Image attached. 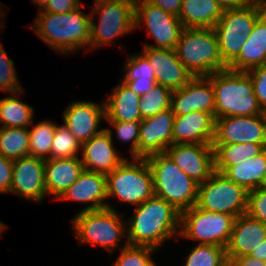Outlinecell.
I'll use <instances>...</instances> for the list:
<instances>
[{
	"instance_id": "cell-18",
	"label": "cell",
	"mask_w": 266,
	"mask_h": 266,
	"mask_svg": "<svg viewBox=\"0 0 266 266\" xmlns=\"http://www.w3.org/2000/svg\"><path fill=\"white\" fill-rule=\"evenodd\" d=\"M143 54L152 66L156 84L162 85L171 91L183 87L193 77L178 59L175 49L144 46Z\"/></svg>"
},
{
	"instance_id": "cell-34",
	"label": "cell",
	"mask_w": 266,
	"mask_h": 266,
	"mask_svg": "<svg viewBox=\"0 0 266 266\" xmlns=\"http://www.w3.org/2000/svg\"><path fill=\"white\" fill-rule=\"evenodd\" d=\"M184 266H228L226 248L218 245L196 244Z\"/></svg>"
},
{
	"instance_id": "cell-14",
	"label": "cell",
	"mask_w": 266,
	"mask_h": 266,
	"mask_svg": "<svg viewBox=\"0 0 266 266\" xmlns=\"http://www.w3.org/2000/svg\"><path fill=\"white\" fill-rule=\"evenodd\" d=\"M170 108L175 115L192 111L210 113L215 118V92L206 76L192 77L183 87L172 91Z\"/></svg>"
},
{
	"instance_id": "cell-33",
	"label": "cell",
	"mask_w": 266,
	"mask_h": 266,
	"mask_svg": "<svg viewBox=\"0 0 266 266\" xmlns=\"http://www.w3.org/2000/svg\"><path fill=\"white\" fill-rule=\"evenodd\" d=\"M214 31L222 60L229 66L238 57L252 30L214 29Z\"/></svg>"
},
{
	"instance_id": "cell-41",
	"label": "cell",
	"mask_w": 266,
	"mask_h": 266,
	"mask_svg": "<svg viewBox=\"0 0 266 266\" xmlns=\"http://www.w3.org/2000/svg\"><path fill=\"white\" fill-rule=\"evenodd\" d=\"M246 213L266 224V188L259 187L248 192Z\"/></svg>"
},
{
	"instance_id": "cell-42",
	"label": "cell",
	"mask_w": 266,
	"mask_h": 266,
	"mask_svg": "<svg viewBox=\"0 0 266 266\" xmlns=\"http://www.w3.org/2000/svg\"><path fill=\"white\" fill-rule=\"evenodd\" d=\"M247 73L250 75L254 93L262 110L266 111V64L253 68Z\"/></svg>"
},
{
	"instance_id": "cell-9",
	"label": "cell",
	"mask_w": 266,
	"mask_h": 266,
	"mask_svg": "<svg viewBox=\"0 0 266 266\" xmlns=\"http://www.w3.org/2000/svg\"><path fill=\"white\" fill-rule=\"evenodd\" d=\"M248 191L224 174L214 172L198 185L196 207L237 218L247 211Z\"/></svg>"
},
{
	"instance_id": "cell-8",
	"label": "cell",
	"mask_w": 266,
	"mask_h": 266,
	"mask_svg": "<svg viewBox=\"0 0 266 266\" xmlns=\"http://www.w3.org/2000/svg\"><path fill=\"white\" fill-rule=\"evenodd\" d=\"M90 48L96 49L101 45H110L116 37L132 33L135 29V6L123 1L95 0L92 9ZM100 16L98 25L93 20V15Z\"/></svg>"
},
{
	"instance_id": "cell-35",
	"label": "cell",
	"mask_w": 266,
	"mask_h": 266,
	"mask_svg": "<svg viewBox=\"0 0 266 266\" xmlns=\"http://www.w3.org/2000/svg\"><path fill=\"white\" fill-rule=\"evenodd\" d=\"M79 149H81V144L68 128L64 124L61 126L56 124L50 159L78 157Z\"/></svg>"
},
{
	"instance_id": "cell-44",
	"label": "cell",
	"mask_w": 266,
	"mask_h": 266,
	"mask_svg": "<svg viewBox=\"0 0 266 266\" xmlns=\"http://www.w3.org/2000/svg\"><path fill=\"white\" fill-rule=\"evenodd\" d=\"M81 0H48L43 12L65 13L78 8Z\"/></svg>"
},
{
	"instance_id": "cell-47",
	"label": "cell",
	"mask_w": 266,
	"mask_h": 266,
	"mask_svg": "<svg viewBox=\"0 0 266 266\" xmlns=\"http://www.w3.org/2000/svg\"><path fill=\"white\" fill-rule=\"evenodd\" d=\"M228 266H266V261L245 255L242 257L228 258Z\"/></svg>"
},
{
	"instance_id": "cell-51",
	"label": "cell",
	"mask_w": 266,
	"mask_h": 266,
	"mask_svg": "<svg viewBox=\"0 0 266 266\" xmlns=\"http://www.w3.org/2000/svg\"><path fill=\"white\" fill-rule=\"evenodd\" d=\"M114 1H123V2H126V3H129V4H132L135 6V4L137 2H139L140 0H114Z\"/></svg>"
},
{
	"instance_id": "cell-1",
	"label": "cell",
	"mask_w": 266,
	"mask_h": 266,
	"mask_svg": "<svg viewBox=\"0 0 266 266\" xmlns=\"http://www.w3.org/2000/svg\"><path fill=\"white\" fill-rule=\"evenodd\" d=\"M180 220L181 213L163 198L153 195L136 206L133 216L126 222L129 225L125 242L158 249L175 233L180 235Z\"/></svg>"
},
{
	"instance_id": "cell-26",
	"label": "cell",
	"mask_w": 266,
	"mask_h": 266,
	"mask_svg": "<svg viewBox=\"0 0 266 266\" xmlns=\"http://www.w3.org/2000/svg\"><path fill=\"white\" fill-rule=\"evenodd\" d=\"M223 11L216 0H182L178 18L184 28H213Z\"/></svg>"
},
{
	"instance_id": "cell-50",
	"label": "cell",
	"mask_w": 266,
	"mask_h": 266,
	"mask_svg": "<svg viewBox=\"0 0 266 266\" xmlns=\"http://www.w3.org/2000/svg\"><path fill=\"white\" fill-rule=\"evenodd\" d=\"M31 1L33 2L32 4L38 5L40 9L39 11L43 10L48 2V0H31Z\"/></svg>"
},
{
	"instance_id": "cell-13",
	"label": "cell",
	"mask_w": 266,
	"mask_h": 266,
	"mask_svg": "<svg viewBox=\"0 0 266 266\" xmlns=\"http://www.w3.org/2000/svg\"><path fill=\"white\" fill-rule=\"evenodd\" d=\"M165 152L198 185L215 172L212 144H172Z\"/></svg>"
},
{
	"instance_id": "cell-23",
	"label": "cell",
	"mask_w": 266,
	"mask_h": 266,
	"mask_svg": "<svg viewBox=\"0 0 266 266\" xmlns=\"http://www.w3.org/2000/svg\"><path fill=\"white\" fill-rule=\"evenodd\" d=\"M84 167L79 157L45 160V187L48 195L59 199L78 179Z\"/></svg>"
},
{
	"instance_id": "cell-25",
	"label": "cell",
	"mask_w": 266,
	"mask_h": 266,
	"mask_svg": "<svg viewBox=\"0 0 266 266\" xmlns=\"http://www.w3.org/2000/svg\"><path fill=\"white\" fill-rule=\"evenodd\" d=\"M140 99L141 97L122 81L114 87L108 99L103 101L105 104V120L123 122L142 121L139 110Z\"/></svg>"
},
{
	"instance_id": "cell-45",
	"label": "cell",
	"mask_w": 266,
	"mask_h": 266,
	"mask_svg": "<svg viewBox=\"0 0 266 266\" xmlns=\"http://www.w3.org/2000/svg\"><path fill=\"white\" fill-rule=\"evenodd\" d=\"M128 88L133 90L140 97L146 93L151 92L156 85V79H136V80H122Z\"/></svg>"
},
{
	"instance_id": "cell-17",
	"label": "cell",
	"mask_w": 266,
	"mask_h": 266,
	"mask_svg": "<svg viewBox=\"0 0 266 266\" xmlns=\"http://www.w3.org/2000/svg\"><path fill=\"white\" fill-rule=\"evenodd\" d=\"M106 119L105 104L92 101H75L69 104L63 114L64 125L76 137L80 144L102 132L101 120Z\"/></svg>"
},
{
	"instance_id": "cell-5",
	"label": "cell",
	"mask_w": 266,
	"mask_h": 266,
	"mask_svg": "<svg viewBox=\"0 0 266 266\" xmlns=\"http://www.w3.org/2000/svg\"><path fill=\"white\" fill-rule=\"evenodd\" d=\"M178 59L193 77L227 69L213 28H184L175 47Z\"/></svg>"
},
{
	"instance_id": "cell-2",
	"label": "cell",
	"mask_w": 266,
	"mask_h": 266,
	"mask_svg": "<svg viewBox=\"0 0 266 266\" xmlns=\"http://www.w3.org/2000/svg\"><path fill=\"white\" fill-rule=\"evenodd\" d=\"M81 6L82 4L65 13L41 10L30 27L58 53L71 54L81 48L90 47L91 17L82 11Z\"/></svg>"
},
{
	"instance_id": "cell-54",
	"label": "cell",
	"mask_w": 266,
	"mask_h": 266,
	"mask_svg": "<svg viewBox=\"0 0 266 266\" xmlns=\"http://www.w3.org/2000/svg\"><path fill=\"white\" fill-rule=\"evenodd\" d=\"M262 187L266 188V177H265V180H264V182L262 184Z\"/></svg>"
},
{
	"instance_id": "cell-40",
	"label": "cell",
	"mask_w": 266,
	"mask_h": 266,
	"mask_svg": "<svg viewBox=\"0 0 266 266\" xmlns=\"http://www.w3.org/2000/svg\"><path fill=\"white\" fill-rule=\"evenodd\" d=\"M14 64L0 44V90L3 92L13 93L22 89Z\"/></svg>"
},
{
	"instance_id": "cell-15",
	"label": "cell",
	"mask_w": 266,
	"mask_h": 266,
	"mask_svg": "<svg viewBox=\"0 0 266 266\" xmlns=\"http://www.w3.org/2000/svg\"><path fill=\"white\" fill-rule=\"evenodd\" d=\"M11 192L37 203L45 199V160L30 155L13 160Z\"/></svg>"
},
{
	"instance_id": "cell-28",
	"label": "cell",
	"mask_w": 266,
	"mask_h": 266,
	"mask_svg": "<svg viewBox=\"0 0 266 266\" xmlns=\"http://www.w3.org/2000/svg\"><path fill=\"white\" fill-rule=\"evenodd\" d=\"M214 149L215 171L223 173L229 166L238 165L260 154L266 144L241 143L212 145Z\"/></svg>"
},
{
	"instance_id": "cell-24",
	"label": "cell",
	"mask_w": 266,
	"mask_h": 266,
	"mask_svg": "<svg viewBox=\"0 0 266 266\" xmlns=\"http://www.w3.org/2000/svg\"><path fill=\"white\" fill-rule=\"evenodd\" d=\"M263 64H266V12L256 21L238 57L228 68L247 72Z\"/></svg>"
},
{
	"instance_id": "cell-39",
	"label": "cell",
	"mask_w": 266,
	"mask_h": 266,
	"mask_svg": "<svg viewBox=\"0 0 266 266\" xmlns=\"http://www.w3.org/2000/svg\"><path fill=\"white\" fill-rule=\"evenodd\" d=\"M124 66L123 80L156 79L152 66L142 52L131 55Z\"/></svg>"
},
{
	"instance_id": "cell-11",
	"label": "cell",
	"mask_w": 266,
	"mask_h": 266,
	"mask_svg": "<svg viewBox=\"0 0 266 266\" xmlns=\"http://www.w3.org/2000/svg\"><path fill=\"white\" fill-rule=\"evenodd\" d=\"M145 23L148 33L156 45L144 43V46L161 49H175L184 27L178 16L163 11L145 0L135 4V29Z\"/></svg>"
},
{
	"instance_id": "cell-38",
	"label": "cell",
	"mask_w": 266,
	"mask_h": 266,
	"mask_svg": "<svg viewBox=\"0 0 266 266\" xmlns=\"http://www.w3.org/2000/svg\"><path fill=\"white\" fill-rule=\"evenodd\" d=\"M113 128L118 140L123 142H131L130 152L132 158H139V135L141 121H108Z\"/></svg>"
},
{
	"instance_id": "cell-21",
	"label": "cell",
	"mask_w": 266,
	"mask_h": 266,
	"mask_svg": "<svg viewBox=\"0 0 266 266\" xmlns=\"http://www.w3.org/2000/svg\"><path fill=\"white\" fill-rule=\"evenodd\" d=\"M215 118L206 112L192 111L175 115L173 144H212Z\"/></svg>"
},
{
	"instance_id": "cell-36",
	"label": "cell",
	"mask_w": 266,
	"mask_h": 266,
	"mask_svg": "<svg viewBox=\"0 0 266 266\" xmlns=\"http://www.w3.org/2000/svg\"><path fill=\"white\" fill-rule=\"evenodd\" d=\"M172 91L156 84L151 92L146 93L139 101V110L142 119L156 115L170 108Z\"/></svg>"
},
{
	"instance_id": "cell-3",
	"label": "cell",
	"mask_w": 266,
	"mask_h": 266,
	"mask_svg": "<svg viewBox=\"0 0 266 266\" xmlns=\"http://www.w3.org/2000/svg\"><path fill=\"white\" fill-rule=\"evenodd\" d=\"M206 77L212 82L215 92V119L264 114L247 72L227 68Z\"/></svg>"
},
{
	"instance_id": "cell-32",
	"label": "cell",
	"mask_w": 266,
	"mask_h": 266,
	"mask_svg": "<svg viewBox=\"0 0 266 266\" xmlns=\"http://www.w3.org/2000/svg\"><path fill=\"white\" fill-rule=\"evenodd\" d=\"M56 124L44 120L36 125L32 123V130L29 131V155L43 160L50 159V151Z\"/></svg>"
},
{
	"instance_id": "cell-29",
	"label": "cell",
	"mask_w": 266,
	"mask_h": 266,
	"mask_svg": "<svg viewBox=\"0 0 266 266\" xmlns=\"http://www.w3.org/2000/svg\"><path fill=\"white\" fill-rule=\"evenodd\" d=\"M266 12V0H256L244 8L225 9L213 29L253 30L256 21Z\"/></svg>"
},
{
	"instance_id": "cell-6",
	"label": "cell",
	"mask_w": 266,
	"mask_h": 266,
	"mask_svg": "<svg viewBox=\"0 0 266 266\" xmlns=\"http://www.w3.org/2000/svg\"><path fill=\"white\" fill-rule=\"evenodd\" d=\"M120 216L111 205L99 210H81L73 218L74 235L82 244L99 245L113 253L127 234V221H122Z\"/></svg>"
},
{
	"instance_id": "cell-31",
	"label": "cell",
	"mask_w": 266,
	"mask_h": 266,
	"mask_svg": "<svg viewBox=\"0 0 266 266\" xmlns=\"http://www.w3.org/2000/svg\"><path fill=\"white\" fill-rule=\"evenodd\" d=\"M29 131L25 127H0V155L16 160L29 156Z\"/></svg>"
},
{
	"instance_id": "cell-16",
	"label": "cell",
	"mask_w": 266,
	"mask_h": 266,
	"mask_svg": "<svg viewBox=\"0 0 266 266\" xmlns=\"http://www.w3.org/2000/svg\"><path fill=\"white\" fill-rule=\"evenodd\" d=\"M175 114L171 108L142 119L139 135V158L165 152L173 144V122Z\"/></svg>"
},
{
	"instance_id": "cell-12",
	"label": "cell",
	"mask_w": 266,
	"mask_h": 266,
	"mask_svg": "<svg viewBox=\"0 0 266 266\" xmlns=\"http://www.w3.org/2000/svg\"><path fill=\"white\" fill-rule=\"evenodd\" d=\"M266 144V115L231 116L215 119L212 145Z\"/></svg>"
},
{
	"instance_id": "cell-27",
	"label": "cell",
	"mask_w": 266,
	"mask_h": 266,
	"mask_svg": "<svg viewBox=\"0 0 266 266\" xmlns=\"http://www.w3.org/2000/svg\"><path fill=\"white\" fill-rule=\"evenodd\" d=\"M222 174L248 192L262 187L266 177V148L238 165L229 166Z\"/></svg>"
},
{
	"instance_id": "cell-30",
	"label": "cell",
	"mask_w": 266,
	"mask_h": 266,
	"mask_svg": "<svg viewBox=\"0 0 266 266\" xmlns=\"http://www.w3.org/2000/svg\"><path fill=\"white\" fill-rule=\"evenodd\" d=\"M23 89L10 93L0 99V123L1 127H25L29 128L33 123L34 109L18 98ZM18 97V98H17Z\"/></svg>"
},
{
	"instance_id": "cell-53",
	"label": "cell",
	"mask_w": 266,
	"mask_h": 266,
	"mask_svg": "<svg viewBox=\"0 0 266 266\" xmlns=\"http://www.w3.org/2000/svg\"><path fill=\"white\" fill-rule=\"evenodd\" d=\"M6 228V226L0 222V235H1V232H3V230Z\"/></svg>"
},
{
	"instance_id": "cell-49",
	"label": "cell",
	"mask_w": 266,
	"mask_h": 266,
	"mask_svg": "<svg viewBox=\"0 0 266 266\" xmlns=\"http://www.w3.org/2000/svg\"><path fill=\"white\" fill-rule=\"evenodd\" d=\"M249 255L266 261V239L259 245L257 249H253Z\"/></svg>"
},
{
	"instance_id": "cell-20",
	"label": "cell",
	"mask_w": 266,
	"mask_h": 266,
	"mask_svg": "<svg viewBox=\"0 0 266 266\" xmlns=\"http://www.w3.org/2000/svg\"><path fill=\"white\" fill-rule=\"evenodd\" d=\"M106 174L83 170L78 179L63 193L59 200L92 203L83 211L109 208Z\"/></svg>"
},
{
	"instance_id": "cell-19",
	"label": "cell",
	"mask_w": 266,
	"mask_h": 266,
	"mask_svg": "<svg viewBox=\"0 0 266 266\" xmlns=\"http://www.w3.org/2000/svg\"><path fill=\"white\" fill-rule=\"evenodd\" d=\"M112 139V131L106 127L102 132L81 144V161L84 170L107 174L126 159L118 154Z\"/></svg>"
},
{
	"instance_id": "cell-52",
	"label": "cell",
	"mask_w": 266,
	"mask_h": 266,
	"mask_svg": "<svg viewBox=\"0 0 266 266\" xmlns=\"http://www.w3.org/2000/svg\"><path fill=\"white\" fill-rule=\"evenodd\" d=\"M1 6H0V19H2L3 20V18L2 17H5V15L3 14V9H2V7H4L2 4H0ZM3 14V15H2Z\"/></svg>"
},
{
	"instance_id": "cell-46",
	"label": "cell",
	"mask_w": 266,
	"mask_h": 266,
	"mask_svg": "<svg viewBox=\"0 0 266 266\" xmlns=\"http://www.w3.org/2000/svg\"><path fill=\"white\" fill-rule=\"evenodd\" d=\"M148 3L160 7L163 11L179 16L182 0H145Z\"/></svg>"
},
{
	"instance_id": "cell-37",
	"label": "cell",
	"mask_w": 266,
	"mask_h": 266,
	"mask_svg": "<svg viewBox=\"0 0 266 266\" xmlns=\"http://www.w3.org/2000/svg\"><path fill=\"white\" fill-rule=\"evenodd\" d=\"M112 266H157L151 255L157 249L148 246H133L126 242Z\"/></svg>"
},
{
	"instance_id": "cell-7",
	"label": "cell",
	"mask_w": 266,
	"mask_h": 266,
	"mask_svg": "<svg viewBox=\"0 0 266 266\" xmlns=\"http://www.w3.org/2000/svg\"><path fill=\"white\" fill-rule=\"evenodd\" d=\"M132 161L125 159L106 174L107 199L117 197L136 207L154 195L153 176L146 158H133Z\"/></svg>"
},
{
	"instance_id": "cell-22",
	"label": "cell",
	"mask_w": 266,
	"mask_h": 266,
	"mask_svg": "<svg viewBox=\"0 0 266 266\" xmlns=\"http://www.w3.org/2000/svg\"><path fill=\"white\" fill-rule=\"evenodd\" d=\"M266 239V224L247 213L235 218L230 240L226 246L227 258L249 255Z\"/></svg>"
},
{
	"instance_id": "cell-4",
	"label": "cell",
	"mask_w": 266,
	"mask_h": 266,
	"mask_svg": "<svg viewBox=\"0 0 266 266\" xmlns=\"http://www.w3.org/2000/svg\"><path fill=\"white\" fill-rule=\"evenodd\" d=\"M153 176V192L179 213L196 205L198 184L184 173L166 152L146 158Z\"/></svg>"
},
{
	"instance_id": "cell-48",
	"label": "cell",
	"mask_w": 266,
	"mask_h": 266,
	"mask_svg": "<svg viewBox=\"0 0 266 266\" xmlns=\"http://www.w3.org/2000/svg\"><path fill=\"white\" fill-rule=\"evenodd\" d=\"M225 9L244 8L253 4L256 0H216Z\"/></svg>"
},
{
	"instance_id": "cell-43",
	"label": "cell",
	"mask_w": 266,
	"mask_h": 266,
	"mask_svg": "<svg viewBox=\"0 0 266 266\" xmlns=\"http://www.w3.org/2000/svg\"><path fill=\"white\" fill-rule=\"evenodd\" d=\"M13 160L0 155V193H10Z\"/></svg>"
},
{
	"instance_id": "cell-10",
	"label": "cell",
	"mask_w": 266,
	"mask_h": 266,
	"mask_svg": "<svg viewBox=\"0 0 266 266\" xmlns=\"http://www.w3.org/2000/svg\"><path fill=\"white\" fill-rule=\"evenodd\" d=\"M235 217L202 210L196 206L181 213L180 237L199 241L198 244L226 246Z\"/></svg>"
}]
</instances>
